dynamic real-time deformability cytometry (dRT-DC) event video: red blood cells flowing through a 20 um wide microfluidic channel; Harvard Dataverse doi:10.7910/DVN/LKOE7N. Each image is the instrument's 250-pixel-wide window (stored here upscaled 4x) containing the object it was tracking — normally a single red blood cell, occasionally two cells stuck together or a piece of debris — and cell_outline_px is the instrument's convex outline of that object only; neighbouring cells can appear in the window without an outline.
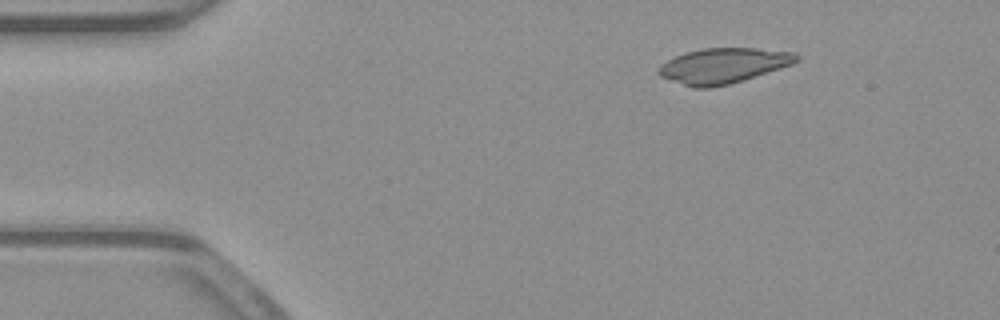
{"species": "common noctule bat (a hibernating species)", "species_latin": "Nyctalus noctula", "temperature_condition": "warm", "stored_images_in_passage": 46, "camera_frame_rate_fps": 3000, "um_per_image_px": 0.085, "animal": {"sex": "male", "body_mass_g": 23.1, "forearm_length_mm": 52.7}, "frame": {"image": 1, "passage_image": 1, "time_ms": 0.0, "image_size_px": [1000, 320], "cell_outline_px": [[800, 60], [792, 64], [780, 68], [728, 84], [708, 88], [692, 88], [660, 76], [656, 72], [660, 64], [684, 52], [704, 48], [756, 48], [796, 52], [800, 56]], "centroid_in_image_um": [61.47, 5.57], "position_along_channel_um": 23.5, "area_um2": 28.26}}
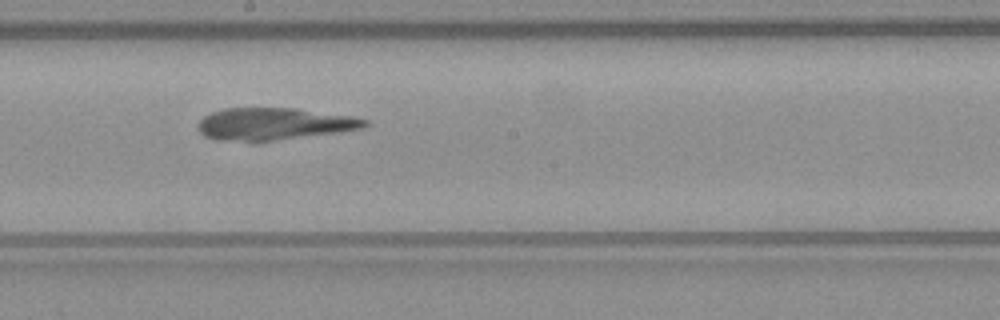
{"frame": {"image": 2, "passage_image": 22, "time_ms": 7.0, "image_size_px": [1000, 320], "cell_outline_px": [[368, 124], [360, 128], [336, 132], [276, 140], [216, 140], [204, 136], [200, 132], [200, 120], [204, 116], [212, 112], [224, 108], [296, 108], [352, 116], [368, 120]], "centroid_in_image_um": [23.28, 10.51], "position_along_channel_um": 224.9, "area_um2": 30.63}}
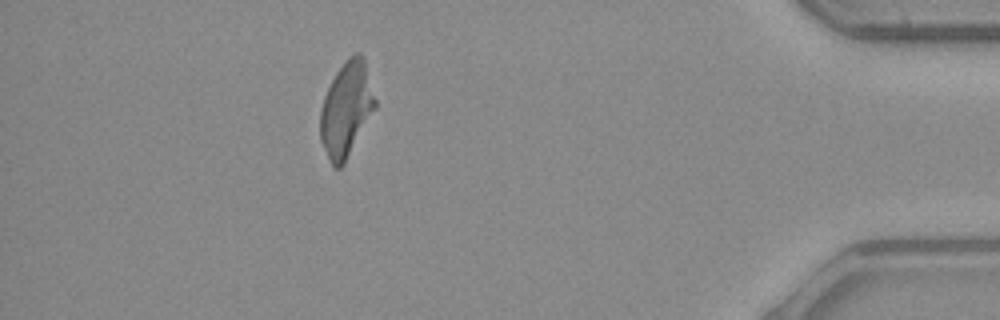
{"frame": {"image": 3, "passage_image": 40, "time_ms": 13.0, "image_size_px": [1000, 320], "cell_outline_px": [[376, 108], [344, 164], [340, 168], [332, 168], [320, 140], [320, 108], [324, 96], [336, 72], [348, 56], [356, 52], [360, 52], [364, 56], [376, 100]], "centroid_in_image_um": [29.44, 9.28], "position_along_channel_um": 405.8, "area_um2": 30.58}}